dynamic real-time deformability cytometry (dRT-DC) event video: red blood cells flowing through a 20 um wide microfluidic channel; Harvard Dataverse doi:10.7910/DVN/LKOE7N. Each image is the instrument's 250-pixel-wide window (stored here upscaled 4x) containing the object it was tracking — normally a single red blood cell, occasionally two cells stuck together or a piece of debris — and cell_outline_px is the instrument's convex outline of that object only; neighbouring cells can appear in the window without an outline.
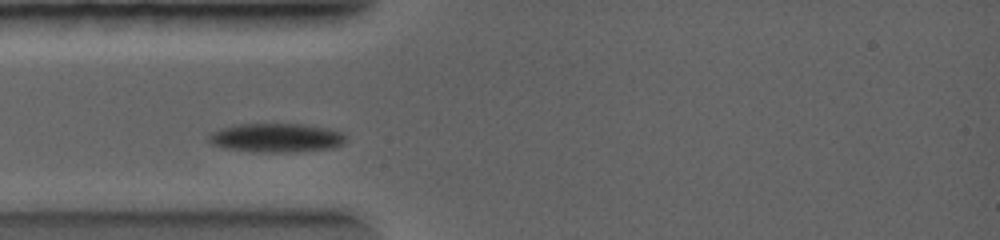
{"species": "common noctule bat (a hibernating species)", "species_latin": "Nyctalus noctula", "temperature_condition": "warm", "stored_images_in_passage": 13, "camera_frame_rate_fps": 5000, "um_per_image_px": 0.085, "animal": {"sex": "female", "body_mass_g": 19.0, "forearm_length_mm": 56.7}, "frame": {"image": 1, "passage_image": 3, "time_ms": 0.8, "image_size_px": [1000, 240], "cell_outline_px": [[344, 140], [340, 144], [332, 148], [300, 152], [252, 152], [228, 148], [212, 144], [208, 140], [208, 136], [212, 132], [236, 124], [300, 124], [328, 128], [340, 132], [344, 136]], "centroid_in_image_um": [23.47, 11.72], "position_along_channel_um": 61.5, "area_um2": 22.89}}
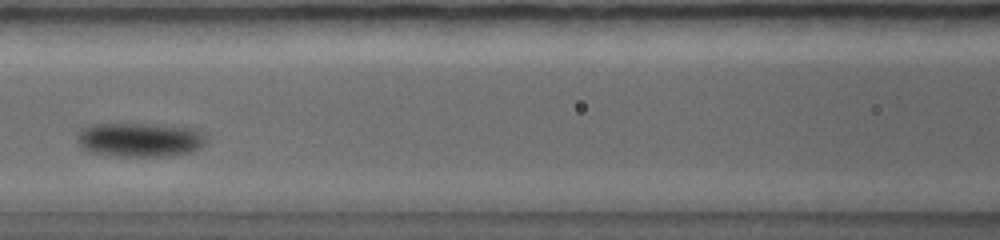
{"frame": {"image": 2, "passage_image": 6, "time_ms": 2.4, "image_size_px": [1000, 240], "cell_outline_px": [[204, 140], [200, 148], [188, 152], [168, 156], [120, 156], [88, 152], [80, 144], [80, 128], [88, 124], [140, 124], [192, 128], [204, 136]], "centroid_in_image_um": [11.83, 11.88], "position_along_channel_um": 154.8, "area_um2": 25.03}}
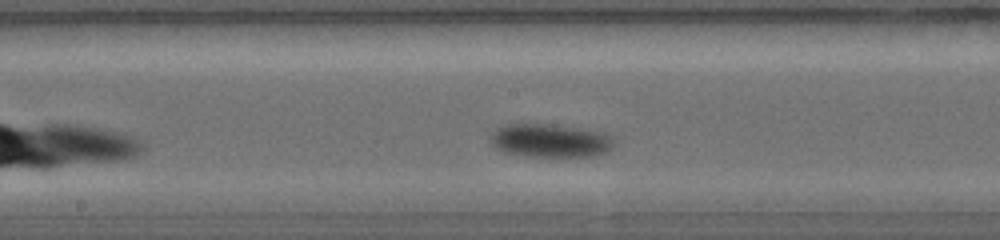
{"frame": {"image": 3, "passage_image": 8, "time_ms": 3.2, "image_size_px": [1000, 240], "cell_outline_px": [[612, 148], [604, 152], [592, 156], [524, 156], [504, 152], [496, 148], [492, 144], [488, 136], [496, 128], [504, 124], [544, 124], [580, 128], [604, 132], [612, 136]], "centroid_in_image_um": [46.71, 11.94], "position_along_channel_um": 201.5, "area_um2": 24.04}}